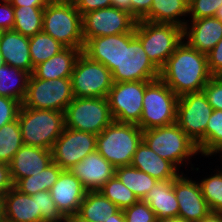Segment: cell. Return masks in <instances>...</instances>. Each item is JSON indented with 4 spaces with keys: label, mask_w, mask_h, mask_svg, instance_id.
<instances>
[{
    "label": "cell",
    "mask_w": 222,
    "mask_h": 222,
    "mask_svg": "<svg viewBox=\"0 0 222 222\" xmlns=\"http://www.w3.org/2000/svg\"><path fill=\"white\" fill-rule=\"evenodd\" d=\"M212 77L206 54L190 47L184 40L160 69L159 76L178 97L202 91Z\"/></svg>",
    "instance_id": "6da1fadb"
},
{
    "label": "cell",
    "mask_w": 222,
    "mask_h": 222,
    "mask_svg": "<svg viewBox=\"0 0 222 222\" xmlns=\"http://www.w3.org/2000/svg\"><path fill=\"white\" fill-rule=\"evenodd\" d=\"M18 123L24 145L51 150L65 128V112L20 106Z\"/></svg>",
    "instance_id": "7a4b0ae2"
},
{
    "label": "cell",
    "mask_w": 222,
    "mask_h": 222,
    "mask_svg": "<svg viewBox=\"0 0 222 222\" xmlns=\"http://www.w3.org/2000/svg\"><path fill=\"white\" fill-rule=\"evenodd\" d=\"M143 130L132 123L113 121L96 138V150L115 168L130 165Z\"/></svg>",
    "instance_id": "3957f363"
},
{
    "label": "cell",
    "mask_w": 222,
    "mask_h": 222,
    "mask_svg": "<svg viewBox=\"0 0 222 222\" xmlns=\"http://www.w3.org/2000/svg\"><path fill=\"white\" fill-rule=\"evenodd\" d=\"M135 36L152 63L160 70L183 41V28L174 24L138 20Z\"/></svg>",
    "instance_id": "277c9868"
},
{
    "label": "cell",
    "mask_w": 222,
    "mask_h": 222,
    "mask_svg": "<svg viewBox=\"0 0 222 222\" xmlns=\"http://www.w3.org/2000/svg\"><path fill=\"white\" fill-rule=\"evenodd\" d=\"M143 141L161 158L173 163L178 169L186 166L192 156L198 155L197 145L176 124L143 130ZM181 165V166H180Z\"/></svg>",
    "instance_id": "5b68a950"
},
{
    "label": "cell",
    "mask_w": 222,
    "mask_h": 222,
    "mask_svg": "<svg viewBox=\"0 0 222 222\" xmlns=\"http://www.w3.org/2000/svg\"><path fill=\"white\" fill-rule=\"evenodd\" d=\"M42 32L65 47H84L82 15L74 4L48 3L44 8Z\"/></svg>",
    "instance_id": "8992f818"
},
{
    "label": "cell",
    "mask_w": 222,
    "mask_h": 222,
    "mask_svg": "<svg viewBox=\"0 0 222 222\" xmlns=\"http://www.w3.org/2000/svg\"><path fill=\"white\" fill-rule=\"evenodd\" d=\"M160 76V70L148 58L135 28L121 34L120 64L112 71L113 82L153 81Z\"/></svg>",
    "instance_id": "52a82bcc"
},
{
    "label": "cell",
    "mask_w": 222,
    "mask_h": 222,
    "mask_svg": "<svg viewBox=\"0 0 222 222\" xmlns=\"http://www.w3.org/2000/svg\"><path fill=\"white\" fill-rule=\"evenodd\" d=\"M178 96L160 79L145 88L143 110L137 124L142 130L176 123Z\"/></svg>",
    "instance_id": "ba28073f"
},
{
    "label": "cell",
    "mask_w": 222,
    "mask_h": 222,
    "mask_svg": "<svg viewBox=\"0 0 222 222\" xmlns=\"http://www.w3.org/2000/svg\"><path fill=\"white\" fill-rule=\"evenodd\" d=\"M113 121L106 97H74L65 111V127L95 135Z\"/></svg>",
    "instance_id": "9c48e42d"
},
{
    "label": "cell",
    "mask_w": 222,
    "mask_h": 222,
    "mask_svg": "<svg viewBox=\"0 0 222 222\" xmlns=\"http://www.w3.org/2000/svg\"><path fill=\"white\" fill-rule=\"evenodd\" d=\"M212 112L203 91L178 98L176 124L197 145L201 156H205V131Z\"/></svg>",
    "instance_id": "30bf717a"
},
{
    "label": "cell",
    "mask_w": 222,
    "mask_h": 222,
    "mask_svg": "<svg viewBox=\"0 0 222 222\" xmlns=\"http://www.w3.org/2000/svg\"><path fill=\"white\" fill-rule=\"evenodd\" d=\"M73 98L71 78L45 80L31 74L21 105L40 110L65 112Z\"/></svg>",
    "instance_id": "8fae6325"
},
{
    "label": "cell",
    "mask_w": 222,
    "mask_h": 222,
    "mask_svg": "<svg viewBox=\"0 0 222 222\" xmlns=\"http://www.w3.org/2000/svg\"><path fill=\"white\" fill-rule=\"evenodd\" d=\"M71 82L74 97H107L114 83L112 72L106 66L82 52L74 64Z\"/></svg>",
    "instance_id": "7c38bea8"
},
{
    "label": "cell",
    "mask_w": 222,
    "mask_h": 222,
    "mask_svg": "<svg viewBox=\"0 0 222 222\" xmlns=\"http://www.w3.org/2000/svg\"><path fill=\"white\" fill-rule=\"evenodd\" d=\"M151 81L114 82L107 95L114 121L138 124L143 110V96Z\"/></svg>",
    "instance_id": "4fadbf2b"
},
{
    "label": "cell",
    "mask_w": 222,
    "mask_h": 222,
    "mask_svg": "<svg viewBox=\"0 0 222 222\" xmlns=\"http://www.w3.org/2000/svg\"><path fill=\"white\" fill-rule=\"evenodd\" d=\"M137 20L126 11L115 7L98 9L82 17L83 38L116 35L131 32Z\"/></svg>",
    "instance_id": "5bb4252c"
},
{
    "label": "cell",
    "mask_w": 222,
    "mask_h": 222,
    "mask_svg": "<svg viewBox=\"0 0 222 222\" xmlns=\"http://www.w3.org/2000/svg\"><path fill=\"white\" fill-rule=\"evenodd\" d=\"M97 135L65 127L51 148L52 160L61 169L69 170L96 150Z\"/></svg>",
    "instance_id": "9a60e30c"
},
{
    "label": "cell",
    "mask_w": 222,
    "mask_h": 222,
    "mask_svg": "<svg viewBox=\"0 0 222 222\" xmlns=\"http://www.w3.org/2000/svg\"><path fill=\"white\" fill-rule=\"evenodd\" d=\"M185 176L181 172L173 180V189L179 205L178 217L195 222L207 216L211 210L204 199L199 181Z\"/></svg>",
    "instance_id": "2e32d148"
},
{
    "label": "cell",
    "mask_w": 222,
    "mask_h": 222,
    "mask_svg": "<svg viewBox=\"0 0 222 222\" xmlns=\"http://www.w3.org/2000/svg\"><path fill=\"white\" fill-rule=\"evenodd\" d=\"M69 171L81 181L86 191H99L115 175V167L97 150L73 165Z\"/></svg>",
    "instance_id": "e0dca14e"
},
{
    "label": "cell",
    "mask_w": 222,
    "mask_h": 222,
    "mask_svg": "<svg viewBox=\"0 0 222 222\" xmlns=\"http://www.w3.org/2000/svg\"><path fill=\"white\" fill-rule=\"evenodd\" d=\"M61 214L67 218L77 214L86 190L81 181L69 170H63L49 190Z\"/></svg>",
    "instance_id": "ac0fdd59"
},
{
    "label": "cell",
    "mask_w": 222,
    "mask_h": 222,
    "mask_svg": "<svg viewBox=\"0 0 222 222\" xmlns=\"http://www.w3.org/2000/svg\"><path fill=\"white\" fill-rule=\"evenodd\" d=\"M191 22H187L183 27V40L190 47L207 55L222 39V22L215 17L191 20Z\"/></svg>",
    "instance_id": "d6986e66"
},
{
    "label": "cell",
    "mask_w": 222,
    "mask_h": 222,
    "mask_svg": "<svg viewBox=\"0 0 222 222\" xmlns=\"http://www.w3.org/2000/svg\"><path fill=\"white\" fill-rule=\"evenodd\" d=\"M52 162L51 150L23 145L9 163L14 185L22 178L41 172Z\"/></svg>",
    "instance_id": "ffe728a7"
},
{
    "label": "cell",
    "mask_w": 222,
    "mask_h": 222,
    "mask_svg": "<svg viewBox=\"0 0 222 222\" xmlns=\"http://www.w3.org/2000/svg\"><path fill=\"white\" fill-rule=\"evenodd\" d=\"M0 52L7 65L33 73L29 37L14 30L0 31Z\"/></svg>",
    "instance_id": "44dd1931"
},
{
    "label": "cell",
    "mask_w": 222,
    "mask_h": 222,
    "mask_svg": "<svg viewBox=\"0 0 222 222\" xmlns=\"http://www.w3.org/2000/svg\"><path fill=\"white\" fill-rule=\"evenodd\" d=\"M131 166L145 172L157 181L175 179L180 173L170 161L161 158L142 140L131 161Z\"/></svg>",
    "instance_id": "7402d4cb"
},
{
    "label": "cell",
    "mask_w": 222,
    "mask_h": 222,
    "mask_svg": "<svg viewBox=\"0 0 222 222\" xmlns=\"http://www.w3.org/2000/svg\"><path fill=\"white\" fill-rule=\"evenodd\" d=\"M3 197L6 221L41 222V213L38 210V192L30 196L13 187Z\"/></svg>",
    "instance_id": "603a6c76"
},
{
    "label": "cell",
    "mask_w": 222,
    "mask_h": 222,
    "mask_svg": "<svg viewBox=\"0 0 222 222\" xmlns=\"http://www.w3.org/2000/svg\"><path fill=\"white\" fill-rule=\"evenodd\" d=\"M82 53L112 72L120 64L121 34L90 38L84 43Z\"/></svg>",
    "instance_id": "cb8c5ba5"
},
{
    "label": "cell",
    "mask_w": 222,
    "mask_h": 222,
    "mask_svg": "<svg viewBox=\"0 0 222 222\" xmlns=\"http://www.w3.org/2000/svg\"><path fill=\"white\" fill-rule=\"evenodd\" d=\"M173 180L157 181L143 199L155 212L158 221L178 217L179 205L173 189Z\"/></svg>",
    "instance_id": "d4e9b609"
},
{
    "label": "cell",
    "mask_w": 222,
    "mask_h": 222,
    "mask_svg": "<svg viewBox=\"0 0 222 222\" xmlns=\"http://www.w3.org/2000/svg\"><path fill=\"white\" fill-rule=\"evenodd\" d=\"M81 52L78 48L65 47L58 54L35 66L32 74L45 80L71 78L74 64Z\"/></svg>",
    "instance_id": "484cf974"
},
{
    "label": "cell",
    "mask_w": 222,
    "mask_h": 222,
    "mask_svg": "<svg viewBox=\"0 0 222 222\" xmlns=\"http://www.w3.org/2000/svg\"><path fill=\"white\" fill-rule=\"evenodd\" d=\"M188 5L189 0H153L149 13L142 20L174 24L183 28L189 22L184 18L189 16Z\"/></svg>",
    "instance_id": "4316f807"
},
{
    "label": "cell",
    "mask_w": 222,
    "mask_h": 222,
    "mask_svg": "<svg viewBox=\"0 0 222 222\" xmlns=\"http://www.w3.org/2000/svg\"><path fill=\"white\" fill-rule=\"evenodd\" d=\"M119 208L100 191H86L77 215L90 222H104L114 215Z\"/></svg>",
    "instance_id": "83f0119b"
},
{
    "label": "cell",
    "mask_w": 222,
    "mask_h": 222,
    "mask_svg": "<svg viewBox=\"0 0 222 222\" xmlns=\"http://www.w3.org/2000/svg\"><path fill=\"white\" fill-rule=\"evenodd\" d=\"M30 73L19 68L3 65L0 67V96L24 101Z\"/></svg>",
    "instance_id": "f1b7e54d"
},
{
    "label": "cell",
    "mask_w": 222,
    "mask_h": 222,
    "mask_svg": "<svg viewBox=\"0 0 222 222\" xmlns=\"http://www.w3.org/2000/svg\"><path fill=\"white\" fill-rule=\"evenodd\" d=\"M63 171L56 163L52 162L41 172L20 179L14 187L23 194L34 195L40 191H49L58 180Z\"/></svg>",
    "instance_id": "f546056e"
},
{
    "label": "cell",
    "mask_w": 222,
    "mask_h": 222,
    "mask_svg": "<svg viewBox=\"0 0 222 222\" xmlns=\"http://www.w3.org/2000/svg\"><path fill=\"white\" fill-rule=\"evenodd\" d=\"M115 175L138 200H143L157 182L155 178L131 165L115 168Z\"/></svg>",
    "instance_id": "4dcf8cb0"
},
{
    "label": "cell",
    "mask_w": 222,
    "mask_h": 222,
    "mask_svg": "<svg viewBox=\"0 0 222 222\" xmlns=\"http://www.w3.org/2000/svg\"><path fill=\"white\" fill-rule=\"evenodd\" d=\"M44 8L14 7L13 30L27 37L42 32Z\"/></svg>",
    "instance_id": "1f68e13d"
},
{
    "label": "cell",
    "mask_w": 222,
    "mask_h": 222,
    "mask_svg": "<svg viewBox=\"0 0 222 222\" xmlns=\"http://www.w3.org/2000/svg\"><path fill=\"white\" fill-rule=\"evenodd\" d=\"M64 48L63 44L44 32L29 37V51L33 68L58 54Z\"/></svg>",
    "instance_id": "d6a6232c"
},
{
    "label": "cell",
    "mask_w": 222,
    "mask_h": 222,
    "mask_svg": "<svg viewBox=\"0 0 222 222\" xmlns=\"http://www.w3.org/2000/svg\"><path fill=\"white\" fill-rule=\"evenodd\" d=\"M24 145L18 119L0 128V163L8 164Z\"/></svg>",
    "instance_id": "836d02e7"
},
{
    "label": "cell",
    "mask_w": 222,
    "mask_h": 222,
    "mask_svg": "<svg viewBox=\"0 0 222 222\" xmlns=\"http://www.w3.org/2000/svg\"><path fill=\"white\" fill-rule=\"evenodd\" d=\"M99 191L120 210L131 207L138 201L135 194L129 190L116 175L110 178Z\"/></svg>",
    "instance_id": "e575fe53"
},
{
    "label": "cell",
    "mask_w": 222,
    "mask_h": 222,
    "mask_svg": "<svg viewBox=\"0 0 222 222\" xmlns=\"http://www.w3.org/2000/svg\"><path fill=\"white\" fill-rule=\"evenodd\" d=\"M204 199L211 212H222V170L216 171L214 175L203 178L199 182Z\"/></svg>",
    "instance_id": "d590c367"
},
{
    "label": "cell",
    "mask_w": 222,
    "mask_h": 222,
    "mask_svg": "<svg viewBox=\"0 0 222 222\" xmlns=\"http://www.w3.org/2000/svg\"><path fill=\"white\" fill-rule=\"evenodd\" d=\"M222 147V110H213L205 131V157Z\"/></svg>",
    "instance_id": "8d00e7d4"
},
{
    "label": "cell",
    "mask_w": 222,
    "mask_h": 222,
    "mask_svg": "<svg viewBox=\"0 0 222 222\" xmlns=\"http://www.w3.org/2000/svg\"><path fill=\"white\" fill-rule=\"evenodd\" d=\"M38 210L41 213V222H65L66 218L58 210L50 191L38 192Z\"/></svg>",
    "instance_id": "74e56055"
},
{
    "label": "cell",
    "mask_w": 222,
    "mask_h": 222,
    "mask_svg": "<svg viewBox=\"0 0 222 222\" xmlns=\"http://www.w3.org/2000/svg\"><path fill=\"white\" fill-rule=\"evenodd\" d=\"M126 222H159L155 212L143 200L123 210Z\"/></svg>",
    "instance_id": "f35d334b"
},
{
    "label": "cell",
    "mask_w": 222,
    "mask_h": 222,
    "mask_svg": "<svg viewBox=\"0 0 222 222\" xmlns=\"http://www.w3.org/2000/svg\"><path fill=\"white\" fill-rule=\"evenodd\" d=\"M222 0H189V15L191 20L214 17Z\"/></svg>",
    "instance_id": "ab89813d"
},
{
    "label": "cell",
    "mask_w": 222,
    "mask_h": 222,
    "mask_svg": "<svg viewBox=\"0 0 222 222\" xmlns=\"http://www.w3.org/2000/svg\"><path fill=\"white\" fill-rule=\"evenodd\" d=\"M202 91L213 110H222V76H213Z\"/></svg>",
    "instance_id": "60d3db41"
},
{
    "label": "cell",
    "mask_w": 222,
    "mask_h": 222,
    "mask_svg": "<svg viewBox=\"0 0 222 222\" xmlns=\"http://www.w3.org/2000/svg\"><path fill=\"white\" fill-rule=\"evenodd\" d=\"M20 106L19 101L0 96V128L17 119Z\"/></svg>",
    "instance_id": "b9f144b4"
},
{
    "label": "cell",
    "mask_w": 222,
    "mask_h": 222,
    "mask_svg": "<svg viewBox=\"0 0 222 222\" xmlns=\"http://www.w3.org/2000/svg\"><path fill=\"white\" fill-rule=\"evenodd\" d=\"M206 56L210 73L213 76H222V39Z\"/></svg>",
    "instance_id": "7bdbcfd3"
},
{
    "label": "cell",
    "mask_w": 222,
    "mask_h": 222,
    "mask_svg": "<svg viewBox=\"0 0 222 222\" xmlns=\"http://www.w3.org/2000/svg\"><path fill=\"white\" fill-rule=\"evenodd\" d=\"M14 7L11 2L0 1V31L13 30Z\"/></svg>",
    "instance_id": "ee69618b"
},
{
    "label": "cell",
    "mask_w": 222,
    "mask_h": 222,
    "mask_svg": "<svg viewBox=\"0 0 222 222\" xmlns=\"http://www.w3.org/2000/svg\"><path fill=\"white\" fill-rule=\"evenodd\" d=\"M82 17L89 12L112 6V0H77L74 4Z\"/></svg>",
    "instance_id": "f6af8a7d"
},
{
    "label": "cell",
    "mask_w": 222,
    "mask_h": 222,
    "mask_svg": "<svg viewBox=\"0 0 222 222\" xmlns=\"http://www.w3.org/2000/svg\"><path fill=\"white\" fill-rule=\"evenodd\" d=\"M153 0H131V15L138 21L150 11Z\"/></svg>",
    "instance_id": "bcb514c9"
},
{
    "label": "cell",
    "mask_w": 222,
    "mask_h": 222,
    "mask_svg": "<svg viewBox=\"0 0 222 222\" xmlns=\"http://www.w3.org/2000/svg\"><path fill=\"white\" fill-rule=\"evenodd\" d=\"M13 187L14 183L10 173V166L0 163V195L4 196Z\"/></svg>",
    "instance_id": "7dc6e473"
},
{
    "label": "cell",
    "mask_w": 222,
    "mask_h": 222,
    "mask_svg": "<svg viewBox=\"0 0 222 222\" xmlns=\"http://www.w3.org/2000/svg\"><path fill=\"white\" fill-rule=\"evenodd\" d=\"M48 0H12L13 7H46Z\"/></svg>",
    "instance_id": "c3c4849f"
},
{
    "label": "cell",
    "mask_w": 222,
    "mask_h": 222,
    "mask_svg": "<svg viewBox=\"0 0 222 222\" xmlns=\"http://www.w3.org/2000/svg\"><path fill=\"white\" fill-rule=\"evenodd\" d=\"M112 7L131 14V0H112Z\"/></svg>",
    "instance_id": "681fc988"
},
{
    "label": "cell",
    "mask_w": 222,
    "mask_h": 222,
    "mask_svg": "<svg viewBox=\"0 0 222 222\" xmlns=\"http://www.w3.org/2000/svg\"><path fill=\"white\" fill-rule=\"evenodd\" d=\"M195 222H222V213L210 212L207 216Z\"/></svg>",
    "instance_id": "f907efd6"
},
{
    "label": "cell",
    "mask_w": 222,
    "mask_h": 222,
    "mask_svg": "<svg viewBox=\"0 0 222 222\" xmlns=\"http://www.w3.org/2000/svg\"><path fill=\"white\" fill-rule=\"evenodd\" d=\"M104 222H126L123 210H118L114 215L108 216Z\"/></svg>",
    "instance_id": "816d5d0a"
},
{
    "label": "cell",
    "mask_w": 222,
    "mask_h": 222,
    "mask_svg": "<svg viewBox=\"0 0 222 222\" xmlns=\"http://www.w3.org/2000/svg\"><path fill=\"white\" fill-rule=\"evenodd\" d=\"M4 197L0 195V222L5 221Z\"/></svg>",
    "instance_id": "f5cc1de1"
},
{
    "label": "cell",
    "mask_w": 222,
    "mask_h": 222,
    "mask_svg": "<svg viewBox=\"0 0 222 222\" xmlns=\"http://www.w3.org/2000/svg\"><path fill=\"white\" fill-rule=\"evenodd\" d=\"M66 221H68V222H90V221H86V220L82 219L77 214L67 217Z\"/></svg>",
    "instance_id": "db71d44e"
},
{
    "label": "cell",
    "mask_w": 222,
    "mask_h": 222,
    "mask_svg": "<svg viewBox=\"0 0 222 222\" xmlns=\"http://www.w3.org/2000/svg\"><path fill=\"white\" fill-rule=\"evenodd\" d=\"M77 0H48L49 3L75 4Z\"/></svg>",
    "instance_id": "11a10c76"
},
{
    "label": "cell",
    "mask_w": 222,
    "mask_h": 222,
    "mask_svg": "<svg viewBox=\"0 0 222 222\" xmlns=\"http://www.w3.org/2000/svg\"><path fill=\"white\" fill-rule=\"evenodd\" d=\"M159 222H188V221H185L184 219H182L180 217H173V218H170V219L161 220Z\"/></svg>",
    "instance_id": "9f6ffc18"
},
{
    "label": "cell",
    "mask_w": 222,
    "mask_h": 222,
    "mask_svg": "<svg viewBox=\"0 0 222 222\" xmlns=\"http://www.w3.org/2000/svg\"><path fill=\"white\" fill-rule=\"evenodd\" d=\"M214 17L218 18L222 22V5L217 9Z\"/></svg>",
    "instance_id": "6f0895ef"
},
{
    "label": "cell",
    "mask_w": 222,
    "mask_h": 222,
    "mask_svg": "<svg viewBox=\"0 0 222 222\" xmlns=\"http://www.w3.org/2000/svg\"><path fill=\"white\" fill-rule=\"evenodd\" d=\"M5 61L4 58L2 57V53L0 52V67H2L3 65H5Z\"/></svg>",
    "instance_id": "680465c9"
},
{
    "label": "cell",
    "mask_w": 222,
    "mask_h": 222,
    "mask_svg": "<svg viewBox=\"0 0 222 222\" xmlns=\"http://www.w3.org/2000/svg\"><path fill=\"white\" fill-rule=\"evenodd\" d=\"M217 153H219V154L221 153V155H220L219 157H220V159H222V158H221V157H222V147L219 148L217 151H215L213 155H215V154H217Z\"/></svg>",
    "instance_id": "91938a15"
},
{
    "label": "cell",
    "mask_w": 222,
    "mask_h": 222,
    "mask_svg": "<svg viewBox=\"0 0 222 222\" xmlns=\"http://www.w3.org/2000/svg\"><path fill=\"white\" fill-rule=\"evenodd\" d=\"M1 1L11 2L12 0H1Z\"/></svg>",
    "instance_id": "94428289"
}]
</instances>
